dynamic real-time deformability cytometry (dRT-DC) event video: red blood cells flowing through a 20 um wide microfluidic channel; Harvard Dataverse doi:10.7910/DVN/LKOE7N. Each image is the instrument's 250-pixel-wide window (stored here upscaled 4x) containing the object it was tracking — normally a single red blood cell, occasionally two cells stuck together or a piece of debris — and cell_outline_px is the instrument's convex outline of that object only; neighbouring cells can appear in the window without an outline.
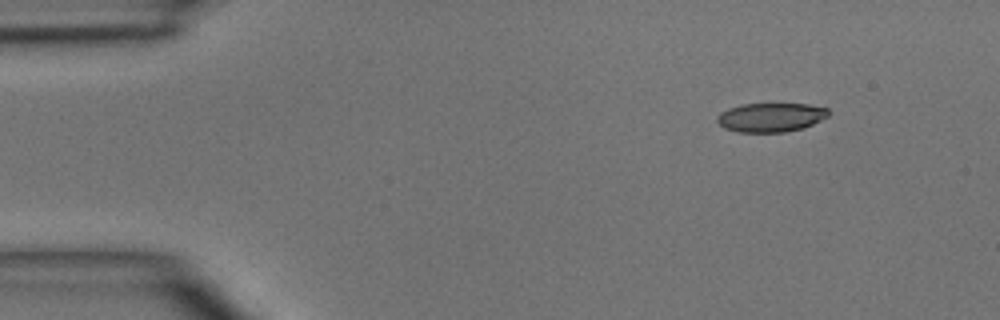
{"species": "common noctule bat (a hibernating species)", "species_latin": "Nyctalus noctula", "temperature_condition": "room temperature", "stored_images_in_passage": 4, "camera_frame_rate_fps": 3000, "um_per_image_px": 0.085, "animal": {"sex": "male", "body_mass_g": 15.6}, "frame": {"image": 1, "passage_image": 1, "time_ms": 0.0, "image_size_px": [1000, 320], "cell_outline_px": [[828, 116], [804, 128], [784, 132], [736, 132], [724, 128], [716, 120], [716, 116], [720, 112], [728, 108], [740, 104], [808, 104], [828, 108]], "centroid_in_image_um": [65.48, 9.97], "position_along_channel_um": 19.5, "area_um2": 18.9}}
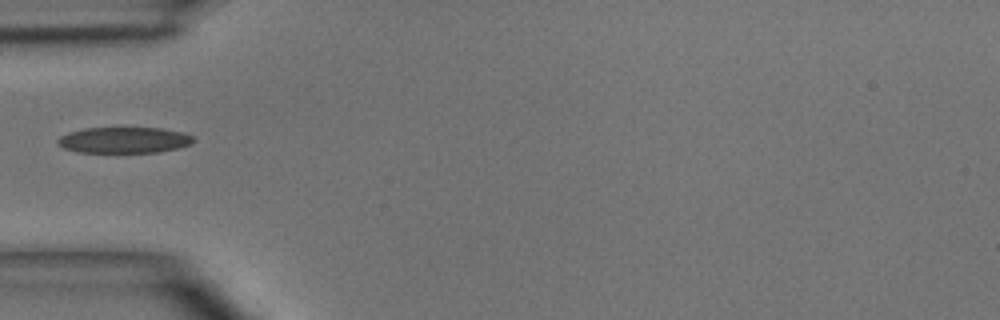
{"frame": {"image": 2, "passage_image": 4, "time_ms": 3.333, "image_size_px": [1000, 320], "cell_outline_px": [[196, 140], [192, 144], [160, 152], [76, 152], [64, 148], [56, 144], [56, 140], [60, 136], [68, 132], [84, 128], [160, 128], [184, 132], [192, 136]], "centroid_in_image_um": [10.53, 11.9], "position_along_channel_um": 74.5, "area_um2": 20.69}}